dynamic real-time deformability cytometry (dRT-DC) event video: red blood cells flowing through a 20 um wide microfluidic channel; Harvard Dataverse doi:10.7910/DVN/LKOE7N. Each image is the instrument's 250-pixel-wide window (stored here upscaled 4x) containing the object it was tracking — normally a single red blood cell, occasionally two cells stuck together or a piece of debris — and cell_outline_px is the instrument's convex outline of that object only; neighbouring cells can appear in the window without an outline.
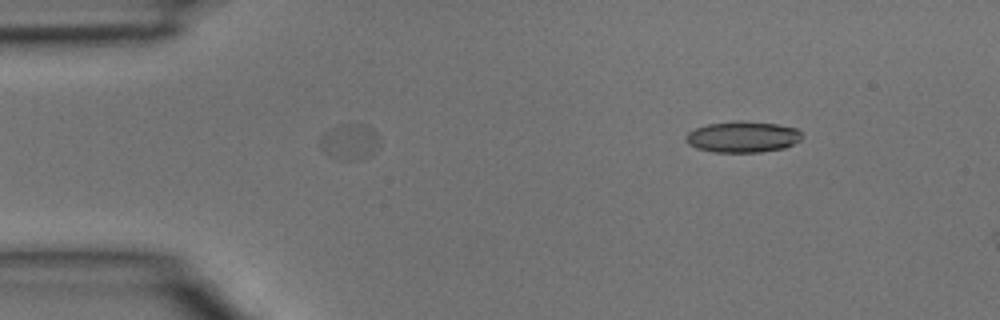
{"species": "common noctule bat (a hibernating species)", "species_latin": "Nyctalus noctula", "temperature_condition": "room temperature", "stored_images_in_passage": 3, "segment_of_instrument_passage": [1, 2], "camera_frame_rate_fps": 3000, "um_per_image_px": 0.085, "animal": {"sex": "male", "body_mass_g": 15.6}, "frame": {"image": 1, "passage_image": 2, "time_ms": 0.333, "image_size_px": [1000, 320], "cell_outline_px": [[380, 144], [372, 156], [360, 160], [344, 160], [332, 156], [324, 152], [320, 144], [320, 136], [328, 128], [336, 124], [368, 124], [380, 136]], "centroid_in_image_um": [29.77, 12.03], "position_along_channel_um": 55.2, "area_um2": 12.89}}